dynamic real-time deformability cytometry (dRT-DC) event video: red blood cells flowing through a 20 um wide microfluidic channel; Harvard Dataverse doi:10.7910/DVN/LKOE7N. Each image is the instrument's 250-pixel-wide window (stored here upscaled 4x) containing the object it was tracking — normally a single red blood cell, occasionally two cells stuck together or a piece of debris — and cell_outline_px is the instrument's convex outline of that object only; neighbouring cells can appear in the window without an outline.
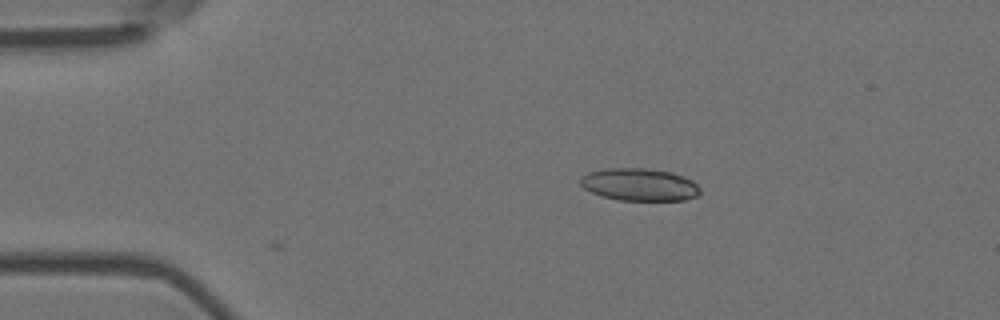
{"species": "Egyptian fruit bat (a non-hibernating species)", "species_latin": "Rousettus aegyptiacus", "temperature_condition": "room temperature", "stored_images_in_passage": 2, "camera_frame_rate_fps": 3000, "um_per_image_px": 0.085, "animal": {"sex": "female"}, "frame": {"image": 1, "passage_image": 1, "time_ms": 0.0, "image_size_px": [1000, 320], "cell_outline_px": [[700, 192], [696, 196], [684, 200], [620, 200], [600, 196], [584, 188], [580, 184], [580, 176], [588, 172], [604, 168], [644, 168], [672, 172], [684, 176], [692, 180], [700, 188]], "centroid_in_image_um": [54.33, 15.68], "position_along_channel_um": 30.7, "area_um2": 22.77}}